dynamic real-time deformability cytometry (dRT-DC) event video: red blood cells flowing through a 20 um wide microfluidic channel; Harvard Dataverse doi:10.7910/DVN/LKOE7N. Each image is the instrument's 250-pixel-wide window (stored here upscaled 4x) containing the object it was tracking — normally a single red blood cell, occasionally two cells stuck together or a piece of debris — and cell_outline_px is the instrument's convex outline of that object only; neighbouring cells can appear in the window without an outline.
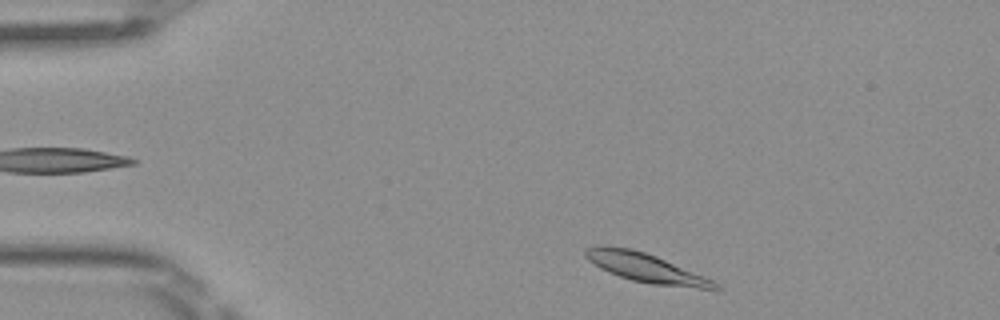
{"species": "Egyptian fruit bat (a non-hibernating species)", "species_latin": "Rousettus aegyptiacus", "temperature_condition": "room temperature", "stored_images_in_passage": 43, "camera_frame_rate_fps": 3000, "um_per_image_px": 0.085, "frame": {"image": 1, "passage_image": 1, "time_ms": 0.0, "image_size_px": [1000, 320], "cell_outline_px": [[720, 288], [700, 288], [652, 284], [632, 280], [608, 272], [600, 268], [588, 260], [584, 256], [584, 248], [596, 244], [604, 244], [632, 248], [656, 256], [704, 276], [720, 284]], "centroid_in_image_um": [54.78, 22.72], "position_along_channel_um": 30.2, "area_um2": 21.85}}
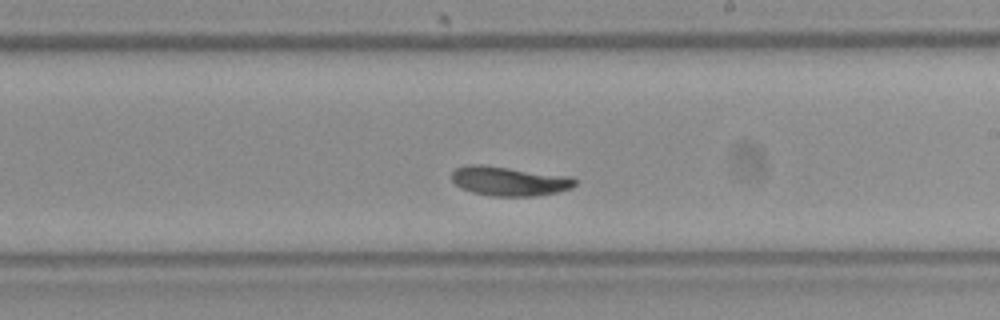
{"frame": {"image": 2, "passage_image": 22, "time_ms": 7.0, "image_size_px": [1000, 320], "cell_outline_px": [[576, 184], [572, 188], [556, 192], [536, 196], [492, 196], [472, 192], [460, 188], [452, 180], [452, 172], [456, 168], [468, 164], [480, 164], [572, 176], [576, 180]], "centroid_in_image_um": [43.29, 15.39], "position_along_channel_um": 245.7, "area_um2": 21.15}}
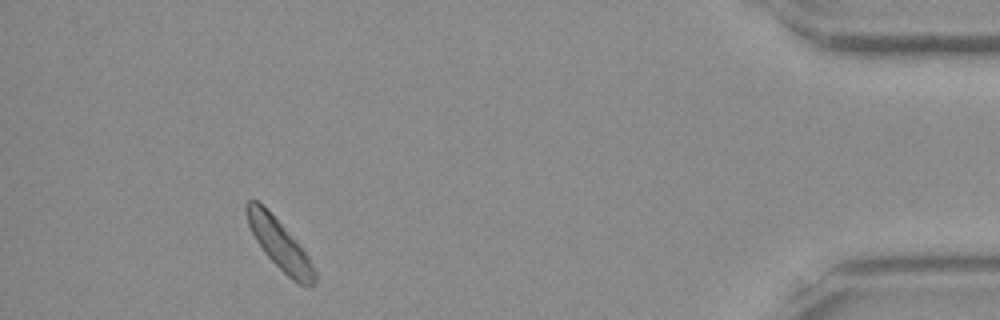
{"frame": {"image": 3, "passage_image": 39, "time_ms": 12.667, "image_size_px": [1000, 320], "cell_outline_px": [[316, 280], [312, 284], [300, 284], [292, 280], [264, 252], [256, 240], [248, 224], [244, 208], [244, 204], [248, 200], [256, 200], [284, 228], [308, 256], [316, 272]], "centroid_in_image_um": [23.73, 20.77], "position_along_channel_um": 411.5, "area_um2": 18.84}, "authors_computed_cell_mechanics": {"area_um2": 20.5768, "velocity_mm_per_s": 3.9587, "shape_relaxation_time_tau1_ms": 3.7263, "shape_relaxation_time_tau2_ms": 2.3525, "deformation_change_tau1": 0.154, "deformation_change_tau2": 0.0459}}